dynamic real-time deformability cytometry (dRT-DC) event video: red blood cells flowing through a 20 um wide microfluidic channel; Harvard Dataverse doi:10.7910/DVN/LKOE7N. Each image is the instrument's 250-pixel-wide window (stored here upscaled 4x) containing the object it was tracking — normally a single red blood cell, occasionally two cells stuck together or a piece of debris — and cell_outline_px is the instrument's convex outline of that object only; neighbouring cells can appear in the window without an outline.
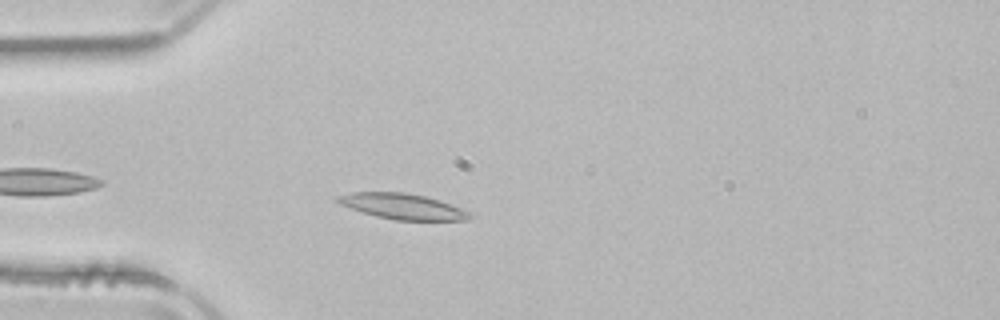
{"species": "common noctule bat (a hibernating species)", "species_latin": "Nyctalus noctula", "temperature_condition": "room temperature", "stored_images_in_passage": 18, "camera_frame_rate_fps": 3000, "um_per_image_px": 0.085, "animal": {"sex": "male", "body_mass_g": 21.5, "forearm_length_mm": 52.0}, "frame": {"image": 1, "passage_image": 4, "time_ms": 1.0, "image_size_px": [1000, 320], "cell_outline_px": [[472, 216], [468, 220], [396, 220], [376, 216], [340, 204], [336, 200], [336, 196], [352, 192], [404, 192], [424, 196], [440, 200], [472, 212]], "centroid_in_image_um": [34.26, 17.54], "position_along_channel_um": 50.7, "area_um2": 19.59}}
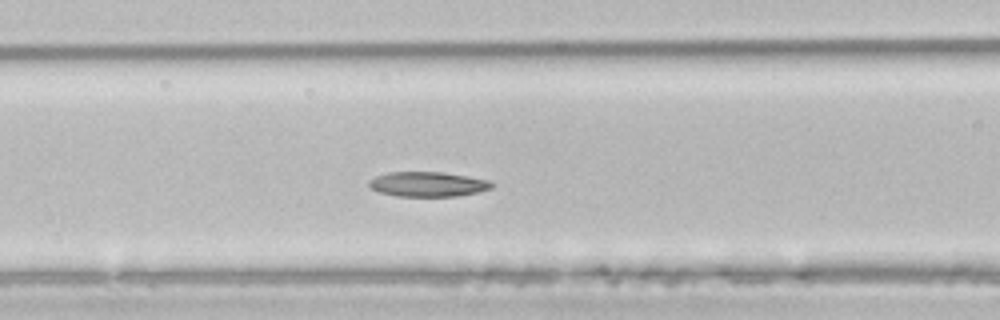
{"frame": {"image": 2, "passage_image": 11, "time_ms": 3.333, "image_size_px": [1000, 320], "cell_outline_px": [[492, 188], [476, 192], [456, 196], [396, 196], [380, 192], [368, 188], [368, 180], [376, 176], [388, 172], [440, 172], [468, 176], [488, 180], [492, 184]], "centroid_in_image_um": [36.3, 15.65], "position_along_channel_um": 130.3, "area_um2": 17.69}}
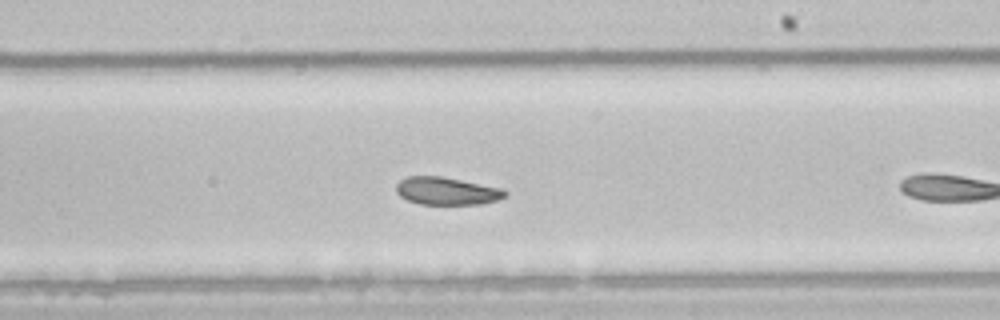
{"frame": {"image": 3, "passage_image": 17, "time_ms": 5.333, "image_size_px": [1000, 320], "cell_outline_px": [[508, 196], [496, 200], [480, 204], [420, 204], [408, 200], [400, 196], [396, 192], [396, 184], [400, 180], [408, 176], [440, 176], [504, 188], [508, 192]], "centroid_in_image_um": [38.0, 16.23], "position_along_channel_um": 251.0, "area_um2": 17.63}}